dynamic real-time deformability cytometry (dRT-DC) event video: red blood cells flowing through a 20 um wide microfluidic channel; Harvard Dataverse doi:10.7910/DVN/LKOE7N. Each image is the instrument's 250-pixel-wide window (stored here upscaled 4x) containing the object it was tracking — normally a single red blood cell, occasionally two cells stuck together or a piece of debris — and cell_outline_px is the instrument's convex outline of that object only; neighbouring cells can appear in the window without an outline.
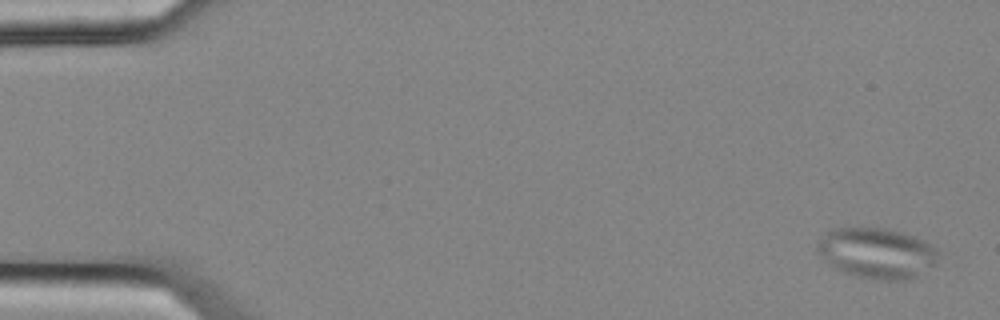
{"species": "common noctule bat (a hibernating species)", "species_latin": "Nyctalus noctula", "temperature_condition": "cold", "stored_images_in_passage": 6, "camera_frame_rate_fps": 3000, "um_per_image_px": 0.085, "animal": {"sex": "female", "body_mass_g": 25.1}, "frame": {"image": 1, "passage_image": 1, "time_ms": 0.0, "image_size_px": [1000, 320], "cell_outline_px": [[936, 264], [916, 276], [904, 280], [880, 280], [860, 276], [844, 272], [836, 268], [816, 248], [816, 244], [820, 236], [832, 228], [884, 228], [904, 232], [936, 248]], "centroid_in_image_um": [74.52, 21.5], "position_along_channel_um": 10.5, "area_um2": 34.97}}